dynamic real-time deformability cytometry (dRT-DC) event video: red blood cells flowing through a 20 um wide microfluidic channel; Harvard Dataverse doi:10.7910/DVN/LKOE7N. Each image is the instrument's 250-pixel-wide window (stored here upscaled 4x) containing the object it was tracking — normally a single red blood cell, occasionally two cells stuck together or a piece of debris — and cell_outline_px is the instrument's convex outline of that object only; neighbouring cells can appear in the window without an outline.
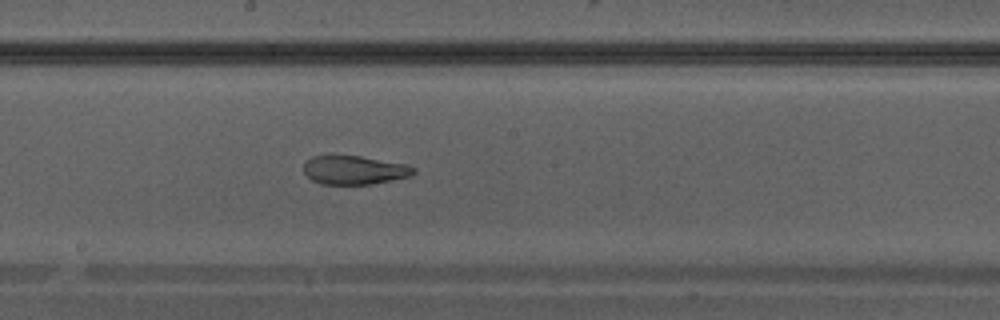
{"species": "Egyptian fruit bat (a non-hibernating species)", "species_latin": "Rousettus aegyptiacus", "temperature_condition": "warm", "stored_images_in_passage": 26, "camera_frame_rate_fps": 3000, "um_per_image_px": 0.085, "animal": {"sex": "male"}, "frame": {"image": 1, "passage_image": 12, "time_ms": 3.667, "image_size_px": [1000, 320], "cell_outline_px": [[416, 172], [412, 176], [368, 184], [320, 184], [312, 180], [304, 172], [304, 160], [312, 156], [332, 152], [360, 156], [408, 164], [416, 168]], "centroid_in_image_um": [30.07, 14.4], "position_along_channel_um": 218.1, "area_um2": 19.13}}
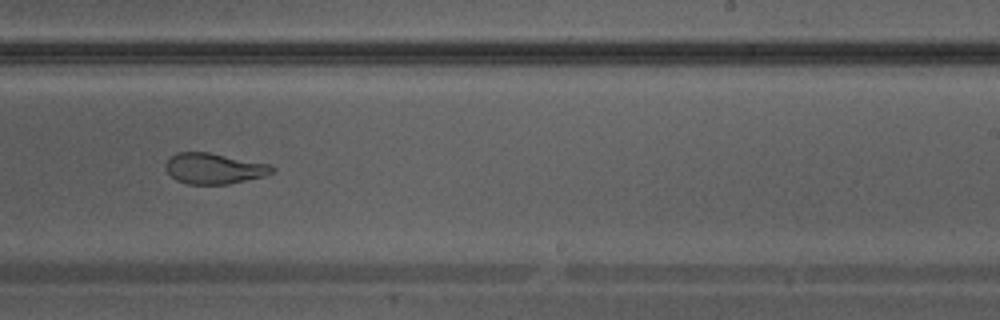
{"frame": {"image": 2, "passage_image": 15, "time_ms": 4.667, "image_size_px": [1000, 320], "cell_outline_px": [[276, 168], [272, 172], [264, 176], [228, 184], [188, 184], [176, 180], [164, 168], [164, 164], [176, 152], [208, 152], [268, 164]], "centroid_in_image_um": [18.16, 14.32], "position_along_channel_um": 270.8, "area_um2": 18.9}}